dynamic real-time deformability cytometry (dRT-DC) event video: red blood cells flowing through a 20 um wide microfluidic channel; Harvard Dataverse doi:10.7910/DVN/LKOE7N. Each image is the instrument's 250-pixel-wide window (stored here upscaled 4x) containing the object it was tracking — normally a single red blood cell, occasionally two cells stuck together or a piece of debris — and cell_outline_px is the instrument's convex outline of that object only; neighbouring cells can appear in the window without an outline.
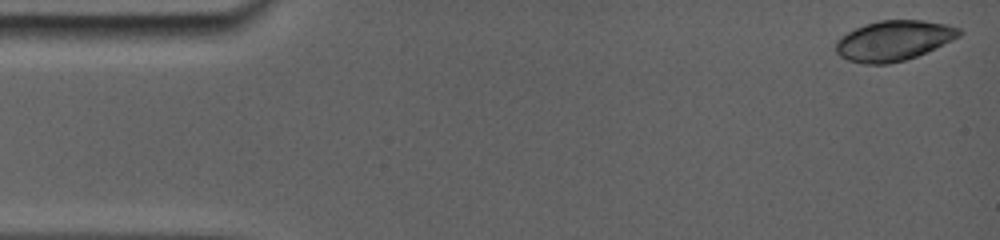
{"species": "common noctule bat (a hibernating species)", "species_latin": "Nyctalus noctula", "temperature_condition": "room temperature", "stored_images_in_passage": 5, "camera_frame_rate_fps": 5000, "um_per_image_px": 0.085, "animal": {"sex": "female", "body_mass_g": 19.0, "forearm_length_mm": 56.7}, "frame": {"image": 1, "passage_image": 1, "time_ms": 0.0, "image_size_px": [1000, 240], "cell_outline_px": [[964, 32], [960, 36], [936, 48], [916, 56], [904, 60], [888, 64], [864, 64], [848, 60], [840, 56], [836, 52], [836, 40], [840, 36], [864, 24], [880, 20], [924, 20], [948, 24], [960, 28]], "centroid_in_image_um": [75.98, 3.44], "position_along_channel_um": 9.0, "area_um2": 29.02}}
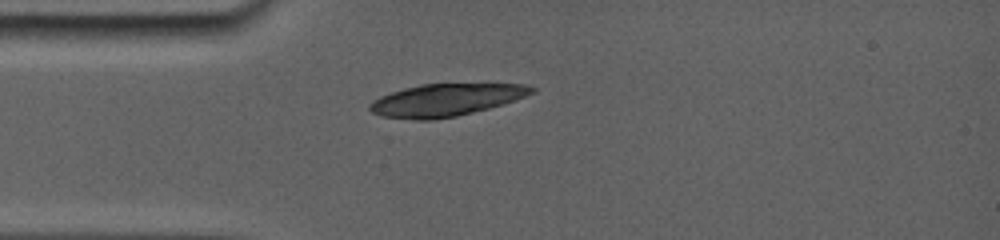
{"frame": {"image": 2, "passage_image": 5, "time_ms": 3.8, "image_size_px": [1000, 240], "cell_outline_px": [[536, 92], [488, 108], [456, 116], [432, 120], [420, 120], [384, 116], [372, 112], [368, 108], [368, 104], [372, 100], [380, 96], [404, 88], [420, 84], [528, 84], [536, 88]], "centroid_in_image_um": [37.87, 8.49], "position_along_channel_um": 47.1, "area_um2": 30.17}}